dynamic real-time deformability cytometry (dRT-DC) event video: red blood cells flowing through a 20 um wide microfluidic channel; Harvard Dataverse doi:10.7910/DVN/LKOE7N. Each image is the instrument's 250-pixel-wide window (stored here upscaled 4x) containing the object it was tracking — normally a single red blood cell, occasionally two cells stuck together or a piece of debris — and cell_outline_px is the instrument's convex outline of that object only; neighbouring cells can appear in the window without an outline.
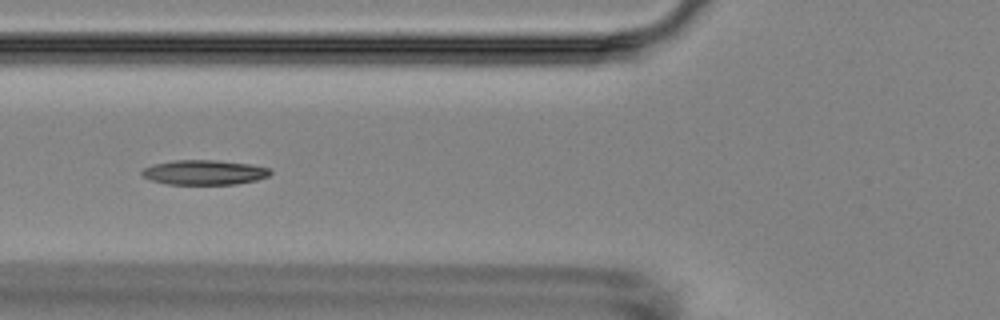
{"species": "Egyptian fruit bat (a non-hibernating species)", "species_latin": "Rousettus aegyptiacus", "temperature_condition": "room temperature", "stored_images_in_passage": 7, "camera_frame_rate_fps": 3000, "um_per_image_px": 0.085, "animal": {"sex": "female"}, "frame": {"image": 1, "passage_image": 6, "time_ms": 6.0, "image_size_px": [1000, 320], "cell_outline_px": [[272, 172], [268, 176], [256, 180], [236, 184], [168, 184], [152, 180], [144, 176], [140, 172], [144, 168], [152, 164], [172, 160], [216, 160], [248, 164], [268, 168]], "centroid_in_image_um": [17.34, 14.65], "position_along_channel_um": 108.5, "area_um2": 18.38}}